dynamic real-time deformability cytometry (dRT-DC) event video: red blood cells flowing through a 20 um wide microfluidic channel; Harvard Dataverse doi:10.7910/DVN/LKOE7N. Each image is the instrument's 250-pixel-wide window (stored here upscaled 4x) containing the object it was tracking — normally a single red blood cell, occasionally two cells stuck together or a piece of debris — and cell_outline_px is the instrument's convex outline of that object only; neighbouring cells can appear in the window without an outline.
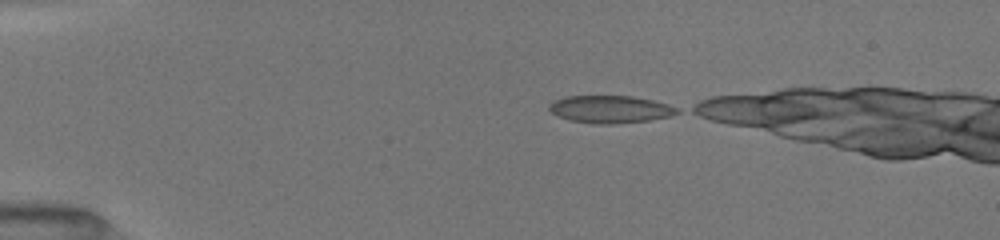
{"species": "common noctule bat (a hibernating species)", "species_latin": "Nyctalus noctula", "temperature_condition": "room temperature", "stored_images_in_passage": 33, "camera_frame_rate_fps": 3000, "um_per_image_px": 0.085, "animal": {"sex": "female", "body_mass_g": 19.5, "forearm_length_mm": 54.1}, "frame": {"image": 1, "passage_image": 1, "time_ms": 0.0, "image_size_px": [1000, 240], "cell_outline_px": [[680, 112], [672, 116], [648, 120], [612, 124], [596, 124], [572, 120], [560, 116], [552, 112], [548, 108], [548, 104], [564, 96], [632, 96], [652, 100], [668, 104], [680, 108]], "centroid_in_image_um": [51.92, 9.28], "position_along_channel_um": 33.1, "area_um2": 20.4}}
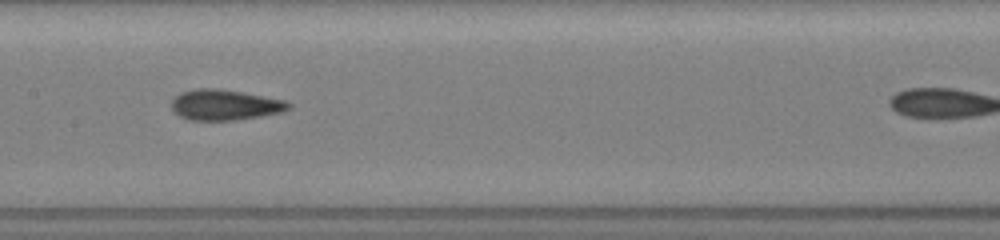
{"frame": {"image": 2, "passage_image": 17, "time_ms": 5.333, "image_size_px": [1000, 240], "cell_outline_px": [[292, 108], [284, 112], [236, 120], [188, 120], [172, 112], [172, 100], [180, 92], [196, 88], [220, 88], [284, 100], [292, 104]], "centroid_in_image_um": [19.11, 8.91], "position_along_channel_um": 188.3, "area_um2": 21.04}}
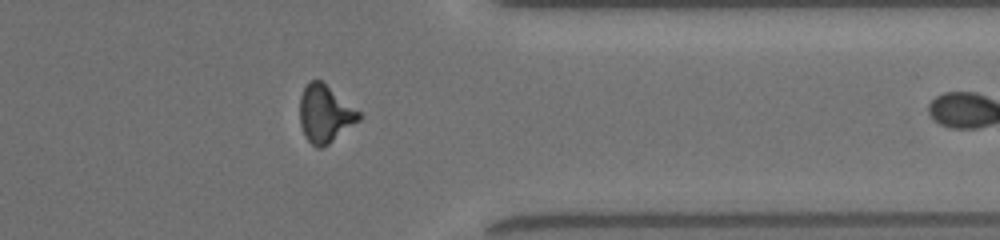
{"frame": {"image": 3, "passage_image": 32, "time_ms": 10.333, "image_size_px": [1000, 240], "cell_outline_px": [[364, 116], [360, 120], [328, 144], [320, 148], [316, 148], [308, 140], [300, 124], [300, 96], [308, 80], [324, 80], [360, 112]], "centroid_in_image_um": [27.64, 9.63], "position_along_channel_um": 383.8, "area_um2": 20.0}}